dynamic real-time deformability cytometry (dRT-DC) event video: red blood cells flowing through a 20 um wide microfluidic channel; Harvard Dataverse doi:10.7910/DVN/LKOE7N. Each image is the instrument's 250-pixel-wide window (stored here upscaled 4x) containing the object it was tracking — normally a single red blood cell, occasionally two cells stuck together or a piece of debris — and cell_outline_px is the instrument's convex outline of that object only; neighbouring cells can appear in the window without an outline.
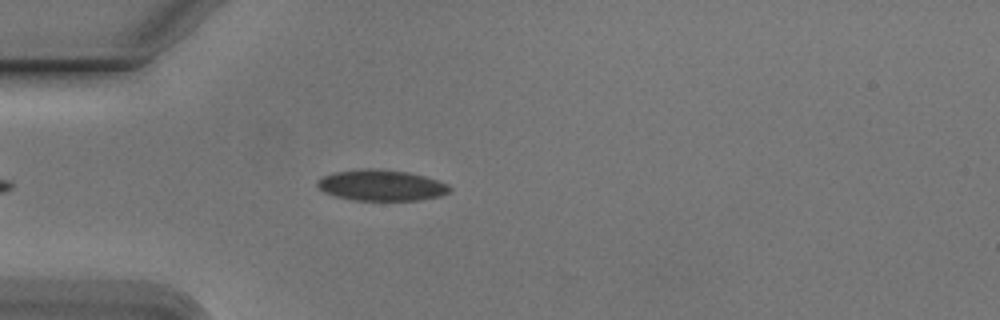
{"species": "Egyptian fruit bat (a non-hibernating species)", "species_latin": "Rousettus aegyptiacus", "temperature_condition": "cold", "stored_images_in_passage": 44, "camera_frame_rate_fps": 3000, "um_per_image_px": 0.085, "animal": {"sex": "male"}, "frame": {"image": 1, "passage_image": 6, "time_ms": 1.667, "image_size_px": [1000, 320], "cell_outline_px": [[452, 188], [448, 192], [440, 196], [420, 200], [352, 200], [332, 196], [324, 192], [316, 184], [316, 180], [324, 176], [336, 172], [364, 168], [372, 168], [408, 172], [424, 176], [448, 184]], "centroid_in_image_um": [32.39, 15.75], "position_along_channel_um": 52.6, "area_um2": 23.87}}
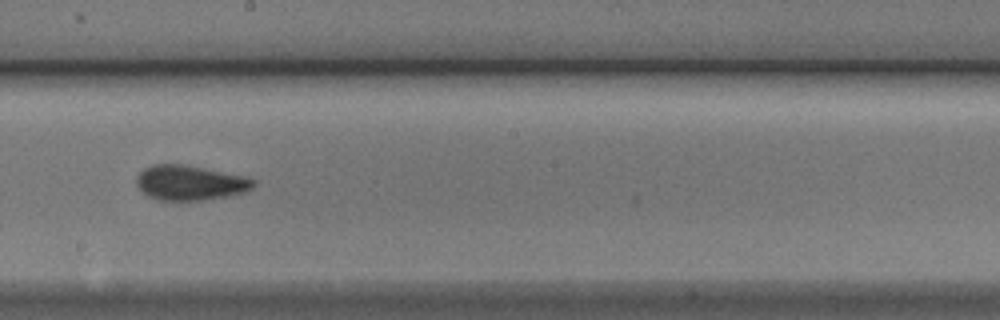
{"frame": {"image": 2, "passage_image": 21, "time_ms": 6.667, "image_size_px": [1000, 320], "cell_outline_px": [[256, 184], [252, 188], [244, 192], [232, 196], [204, 200], [156, 200], [148, 196], [136, 184], [136, 176], [144, 168], [152, 164], [180, 164], [204, 168], [244, 176], [256, 180]], "centroid_in_image_um": [16.16, 15.54], "position_along_channel_um": 232.0, "area_um2": 23.87}}
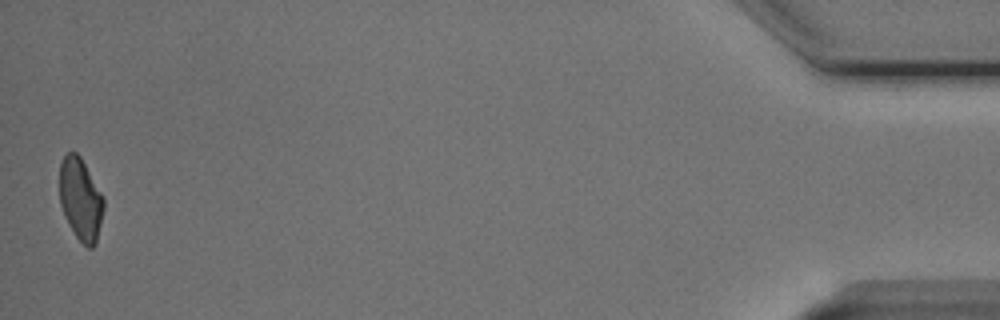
{"frame": {"image": 3, "passage_image": 44, "time_ms": 14.333, "image_size_px": [1000, 320], "cell_outline_px": [[104, 208], [96, 244], [92, 248], [88, 248], [76, 236], [68, 224], [60, 204], [60, 164], [64, 156], [68, 152], [76, 152], [80, 156], [100, 192], [104, 200]], "centroid_in_image_um": [6.84, 16.95], "position_along_channel_um": 428.4, "area_um2": 20.87}, "authors_computed_cell_mechanics": {"area_um2": 23.3801, "velocity_mm_per_s": 3.7924, "shape_relaxation_time_tau1_ms": 9.392, "shape_relaxation_time_tau2_ms": 1.9078, "deformation_change_tau1": 0.1544, "deformation_change_tau2": 0.065}}